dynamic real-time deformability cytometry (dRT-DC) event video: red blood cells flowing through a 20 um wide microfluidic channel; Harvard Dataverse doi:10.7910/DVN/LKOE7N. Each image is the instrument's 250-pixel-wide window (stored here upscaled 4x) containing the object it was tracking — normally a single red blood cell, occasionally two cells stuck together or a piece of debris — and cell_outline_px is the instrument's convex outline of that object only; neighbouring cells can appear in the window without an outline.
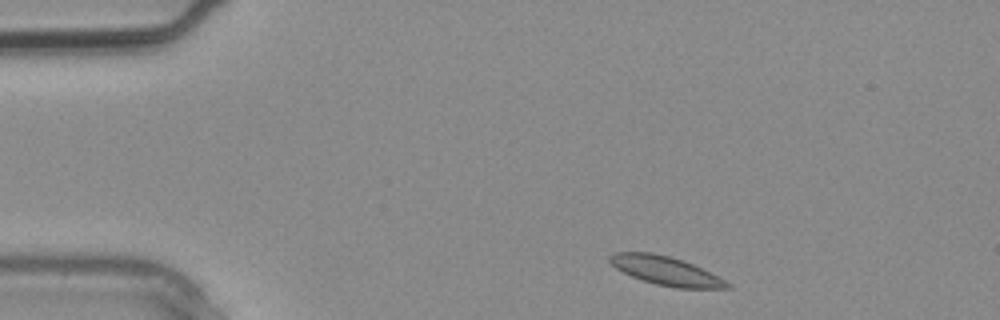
{"species": "common noctule bat (a hibernating species)", "species_latin": "Nyctalus noctula", "temperature_condition": "warm", "stored_images_in_passage": 1, "camera_frame_rate_fps": 3000, "um_per_image_px": 0.085, "animal": {"sex": "male", "body_mass_g": 20.4}, "frame": {"image": 1, "passage_image": 1, "time_ms": 0.0, "image_size_px": [1000, 320], "cell_outline_px": [[732, 288], [676, 288], [656, 284], [632, 276], [616, 268], [608, 260], [608, 256], [616, 252], [652, 252], [668, 256], [692, 264], [732, 284]], "centroid_in_image_um": [56.57, 23.01], "position_along_channel_um": 28.4, "area_um2": 19.25}}